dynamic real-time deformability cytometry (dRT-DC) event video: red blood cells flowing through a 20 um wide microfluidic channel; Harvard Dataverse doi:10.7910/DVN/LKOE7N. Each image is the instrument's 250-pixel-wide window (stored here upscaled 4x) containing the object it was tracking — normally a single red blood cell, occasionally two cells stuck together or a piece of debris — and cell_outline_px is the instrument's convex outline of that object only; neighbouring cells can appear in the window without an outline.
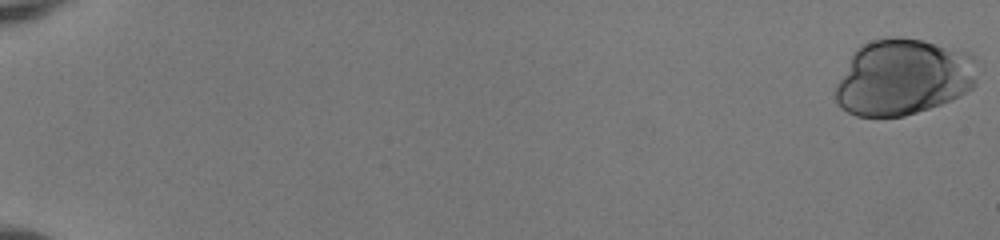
{"species": "human", "species_latin": "Homo sapiens", "temperature_condition": "room temperature", "stored_images_in_passage": 54, "camera_frame_rate_fps": 3000, "um_per_image_px": 0.085, "donor": {"sex": "female"}, "frame": {"image": 1, "passage_image": 1, "time_ms": 0.0, "image_size_px": [1000, 240], "cell_outline_px": [[976, 84], [972, 88], [960, 96], [952, 100], [904, 116], [856, 116], [840, 108], [836, 100], [836, 84], [856, 48], [860, 44], [872, 40], [888, 36], [900, 36], [924, 40], [968, 52], [976, 60]], "centroid_in_image_um": [76.77, 6.54], "position_along_channel_um": 8.2, "area_um2": 63.29}}
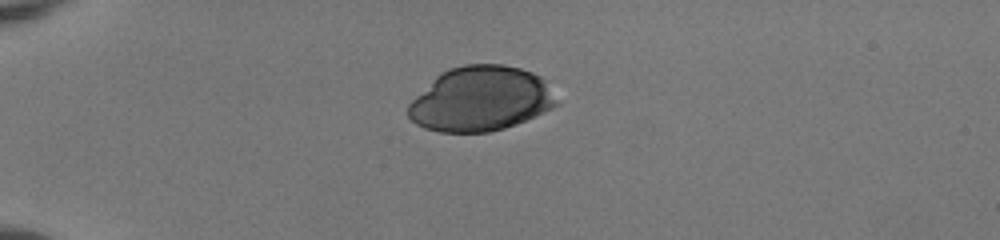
{"frame": {"image": 2, "passage_image": 16, "time_ms": 5.0, "image_size_px": [1000, 240], "cell_outline_px": [[560, 104], [552, 108], [516, 124], [504, 128], [488, 132], [440, 132], [424, 128], [416, 124], [408, 116], [408, 104], [440, 72], [448, 68], [464, 64], [504, 64], [520, 68], [532, 72], [540, 76], [544, 80], [560, 100]], "centroid_in_image_um": [40.87, 8.4], "position_along_channel_um": 44.1, "area_um2": 56.12}}
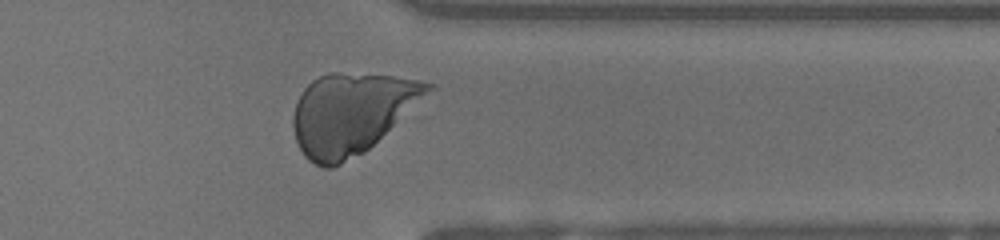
{"frame": {"image": 3, "passage_image": 45, "time_ms": 14.667, "image_size_px": [1000, 240], "cell_outline_px": [[436, 88], [364, 152], [332, 168], [324, 168], [308, 160], [304, 156], [296, 140], [292, 124], [292, 116], [296, 104], [304, 88], [312, 80], [328, 72], [340, 72], [392, 76], [420, 80], [436, 84]], "centroid_in_image_um": [29.87, 9.63], "position_along_channel_um": 381.5, "area_um2": 63.35}}